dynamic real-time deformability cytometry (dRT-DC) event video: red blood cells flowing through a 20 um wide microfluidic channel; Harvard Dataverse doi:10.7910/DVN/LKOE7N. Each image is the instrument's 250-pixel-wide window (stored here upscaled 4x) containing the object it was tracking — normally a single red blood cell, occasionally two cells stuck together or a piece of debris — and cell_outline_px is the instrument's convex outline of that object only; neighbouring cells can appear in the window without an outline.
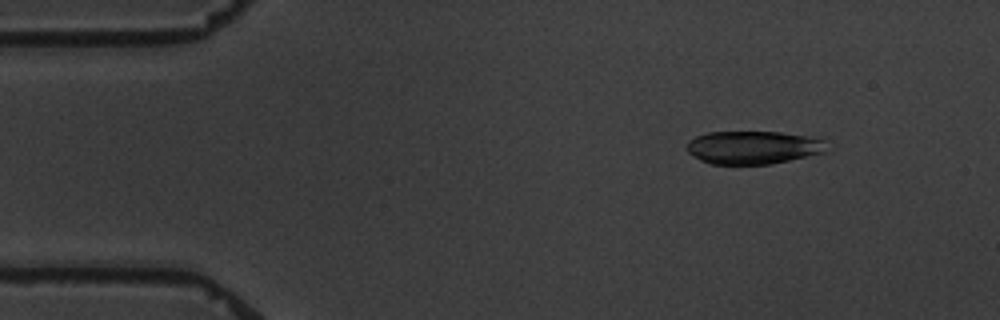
{"species": "common noctule bat (a hibernating species)", "species_latin": "Nyctalus noctula", "temperature_condition": "warm", "stored_images_in_passage": 8, "camera_frame_rate_fps": 3000, "um_per_image_px": 0.085, "animal": {"sex": "male", "body_mass_g": 19.5, "forearm_length_mm": 54.6}, "frame": {"image": 1, "passage_image": 2, "time_ms": 1.333, "image_size_px": [1000, 320], "cell_outline_px": [[828, 140], [824, 152], [772, 164], [712, 164], [700, 160], [688, 152], [684, 148], [688, 140], [696, 136], [708, 132], [780, 132], [824, 136]], "centroid_in_image_um": [64.08, 12.51], "position_along_channel_um": 20.9, "area_um2": 27.57}}